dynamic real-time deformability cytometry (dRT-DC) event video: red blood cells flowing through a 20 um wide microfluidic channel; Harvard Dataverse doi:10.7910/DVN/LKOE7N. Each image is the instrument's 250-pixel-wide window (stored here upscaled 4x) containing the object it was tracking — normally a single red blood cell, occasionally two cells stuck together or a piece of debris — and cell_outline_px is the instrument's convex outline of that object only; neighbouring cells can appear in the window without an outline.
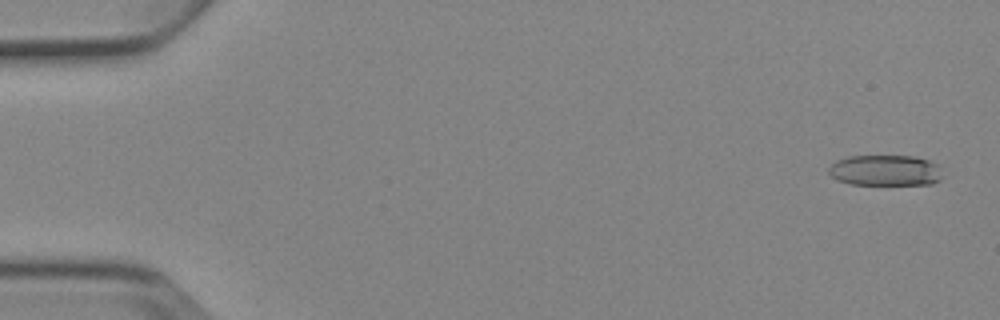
{"species": "Egyptian fruit bat (a non-hibernating species)", "species_latin": "Rousettus aegyptiacus", "temperature_condition": "cold", "stored_images_in_passage": 4, "camera_frame_rate_fps": 3000, "um_per_image_px": 0.085, "animal": {"sex": "female"}, "frame": {"image": 1, "passage_image": 1, "time_ms": 0.0, "image_size_px": [1000, 320], "cell_outline_px": [[940, 180], [932, 184], [848, 184], [832, 176], [828, 172], [828, 168], [836, 160], [848, 156], [916, 156], [928, 160], [936, 164], [940, 176]], "centroid_in_image_um": [75.21, 14.48], "position_along_channel_um": 9.8, "area_um2": 20.23}}
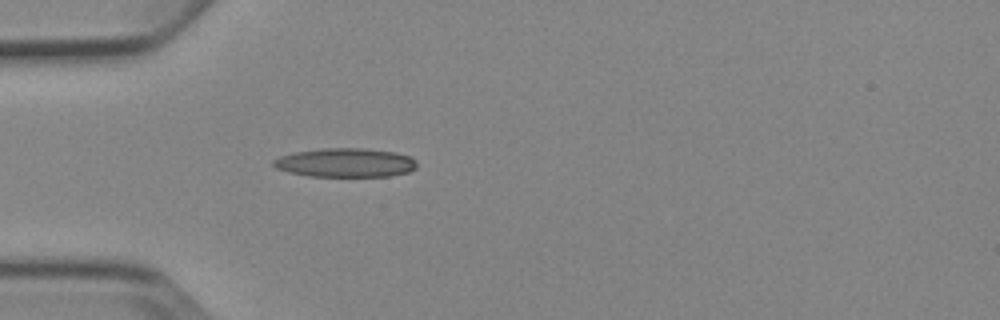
{"frame": {"image": 2, "passage_image": 4, "time_ms": 4.667, "image_size_px": [1000, 320], "cell_outline_px": [[416, 168], [408, 172], [388, 176], [308, 176], [288, 172], [276, 168], [272, 164], [272, 160], [280, 156], [296, 152], [320, 148], [360, 148], [396, 152], [408, 156], [416, 160]], "centroid_in_image_um": [29.34, 13.82], "position_along_channel_um": 55.7, "area_um2": 24.16}}